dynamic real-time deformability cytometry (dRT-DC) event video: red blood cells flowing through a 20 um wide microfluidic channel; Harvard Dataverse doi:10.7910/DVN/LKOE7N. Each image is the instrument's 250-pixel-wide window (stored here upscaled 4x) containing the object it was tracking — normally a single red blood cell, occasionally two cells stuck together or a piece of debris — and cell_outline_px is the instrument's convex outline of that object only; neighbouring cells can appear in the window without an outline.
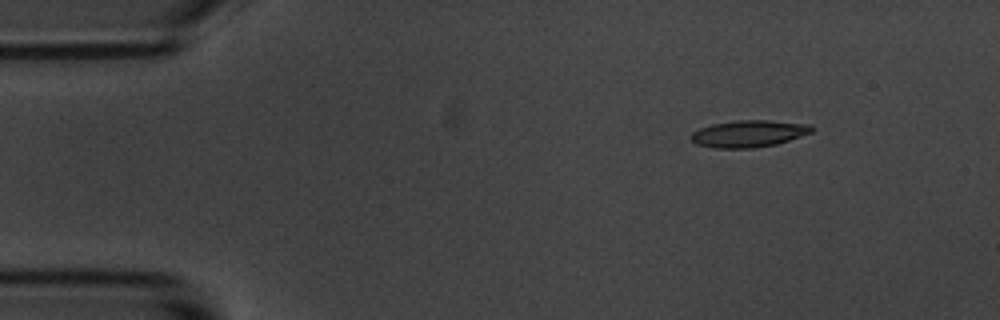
{"species": "common noctule bat (a hibernating species)", "species_latin": "Nyctalus noctula", "temperature_condition": "room temperature", "stored_images_in_passage": 4, "camera_frame_rate_fps": 3000, "um_per_image_px": 0.085, "animal": {"sex": "male", "body_mass_g": 20.1, "forearm_length_mm": 53.5}, "frame": {"image": 1, "passage_image": 1, "time_ms": 0.0, "image_size_px": [1000, 320], "cell_outline_px": [[816, 128], [812, 132], [776, 144], [752, 148], [716, 148], [696, 144], [688, 136], [692, 132], [700, 128], [712, 124], [736, 120], [768, 120], [812, 124]], "centroid_in_image_um": [63.65, 11.35], "position_along_channel_um": 21.4, "area_um2": 19.02}}
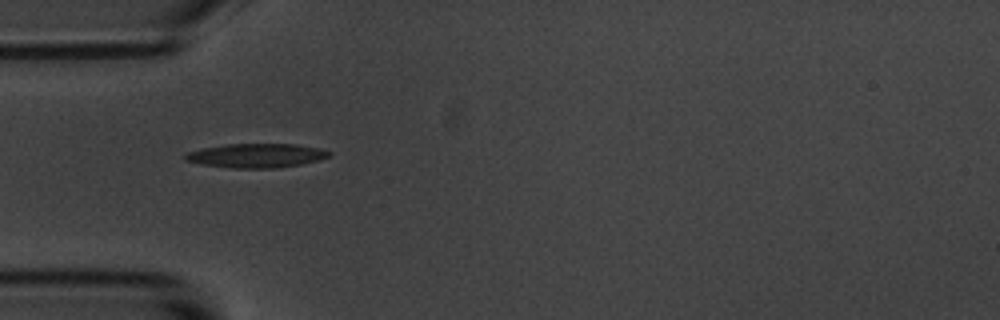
{"frame": {"image": 2, "passage_image": 3, "time_ms": 3.333, "image_size_px": [1000, 320], "cell_outline_px": [[332, 152], [328, 156], [320, 160], [280, 168], [232, 168], [200, 164], [184, 160], [184, 152], [204, 148], [228, 144], [296, 144], [320, 148]], "centroid_in_image_um": [21.77, 13.23], "position_along_channel_um": 63.2, "area_um2": 20.29}}